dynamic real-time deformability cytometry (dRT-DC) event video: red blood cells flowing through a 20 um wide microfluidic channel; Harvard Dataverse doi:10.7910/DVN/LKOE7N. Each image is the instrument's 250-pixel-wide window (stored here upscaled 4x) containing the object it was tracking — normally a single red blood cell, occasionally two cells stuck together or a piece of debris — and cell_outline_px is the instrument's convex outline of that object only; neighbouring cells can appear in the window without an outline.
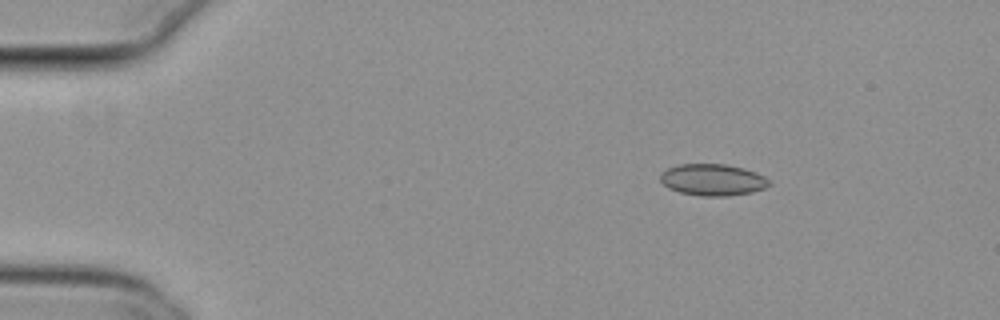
{"species": "common noctule bat (a hibernating species)", "species_latin": "Nyctalus noctula", "temperature_condition": "cold", "stored_images_in_passage": 47, "camera_frame_rate_fps": 3000, "um_per_image_px": 0.085, "animal": {"sex": "female", "body_mass_g": 29.2, "forearm_length_mm": 56.3}, "frame": {"image": 1, "passage_image": 1, "time_ms": 0.0, "image_size_px": [1000, 320], "cell_outline_px": [[772, 184], [764, 188], [752, 192], [728, 196], [700, 196], [680, 192], [668, 188], [660, 180], [660, 176], [668, 168], [680, 164], [724, 164], [744, 168], [756, 172], [764, 176]], "centroid_in_image_um": [60.6, 15.29], "position_along_channel_um": 24.4, "area_um2": 20.0}}
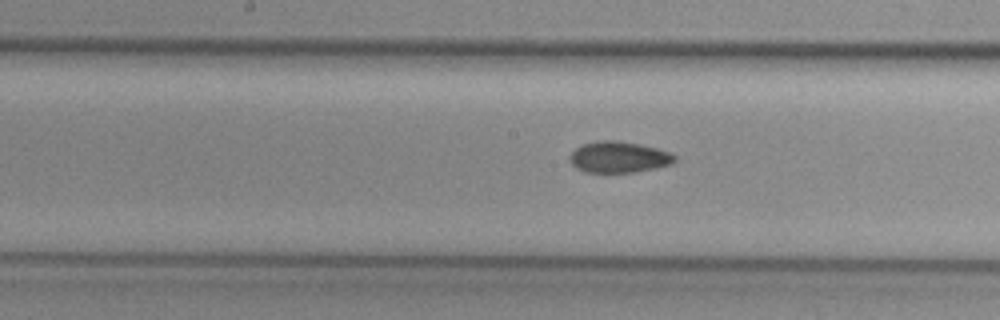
{"frame": {"image": 2, "passage_image": 21, "time_ms": 6.667, "image_size_px": [1000, 320], "cell_outline_px": [[676, 160], [672, 164], [656, 168], [636, 172], [584, 172], [576, 168], [568, 160], [568, 156], [580, 144], [596, 140], [616, 140], [656, 148], [668, 152], [676, 156]], "centroid_in_image_um": [52.55, 13.35], "position_along_channel_um": 195.7, "area_um2": 19.19}}
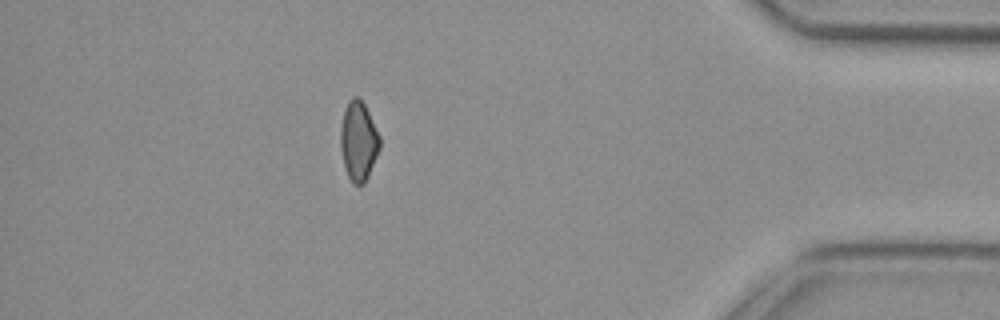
{"frame": {"image": 3, "passage_image": 41, "time_ms": 13.333, "image_size_px": [1000, 320], "cell_outline_px": [[380, 148], [368, 176], [364, 184], [352, 184], [348, 176], [344, 164], [340, 148], [340, 128], [344, 108], [348, 100], [352, 96], [356, 96], [364, 104], [380, 136]], "centroid_in_image_um": [30.45, 11.98], "position_along_channel_um": 404.7, "area_um2": 18.15}, "authors_computed_cell_mechanics": {"area_um2": 18.9006, "velocity_mm_per_s": 3.7976, "shape_relaxation_time_tau1_ms": null, "shape_relaxation_time_tau2_ms": 3.4064, "deformation_change_tau1": null, "deformation_change_tau2": 0.0795}}